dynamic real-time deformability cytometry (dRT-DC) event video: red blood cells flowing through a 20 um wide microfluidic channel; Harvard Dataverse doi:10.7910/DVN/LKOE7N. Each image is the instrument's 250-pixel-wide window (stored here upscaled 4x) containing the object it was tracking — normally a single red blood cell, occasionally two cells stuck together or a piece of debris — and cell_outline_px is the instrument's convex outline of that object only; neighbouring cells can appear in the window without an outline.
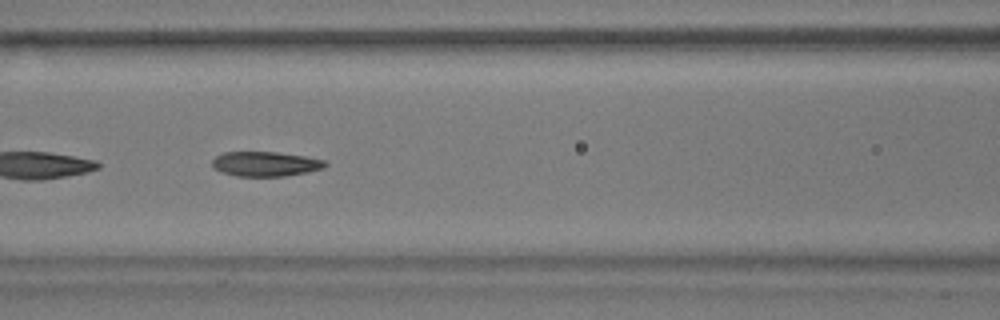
{"species": "common noctule bat (a hibernating species)", "species_latin": "Nyctalus noctula", "temperature_condition": "warm", "stored_images_in_passage": 55, "segment_of_instrument_passage": [2, 2], "camera_frame_rate_fps": 3000, "um_per_image_px": 0.085, "animal": {"sex": "male", "body_mass_g": 17.9}, "frame": {"image": 1, "passage_image": 22, "time_ms": 7.0, "image_size_px": [1000, 320], "cell_outline_px": [[328, 164], [324, 168], [308, 172], [284, 176], [236, 176], [212, 168], [212, 160], [216, 156], [224, 152], [276, 152], [304, 156], [324, 160]], "centroid_in_image_um": [22.56, 13.93], "position_along_channel_um": 144.0, "area_um2": 16.24}}
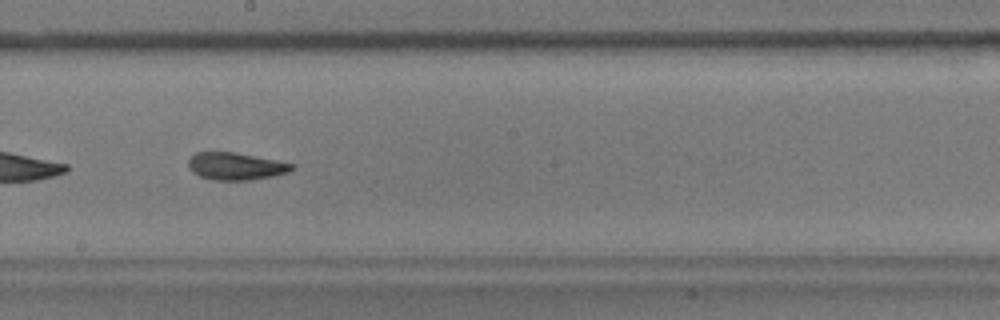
{"frame": {"image": 2, "passage_image": 29, "time_ms": 9.333, "image_size_px": [1000, 320], "cell_outline_px": [[296, 164], [288, 172], [272, 176], [248, 180], [216, 180], [200, 176], [192, 172], [188, 168], [188, 160], [196, 152], [236, 152]], "centroid_in_image_um": [20.02, 14.12], "position_along_channel_um": 228.2, "area_um2": 16.42}}
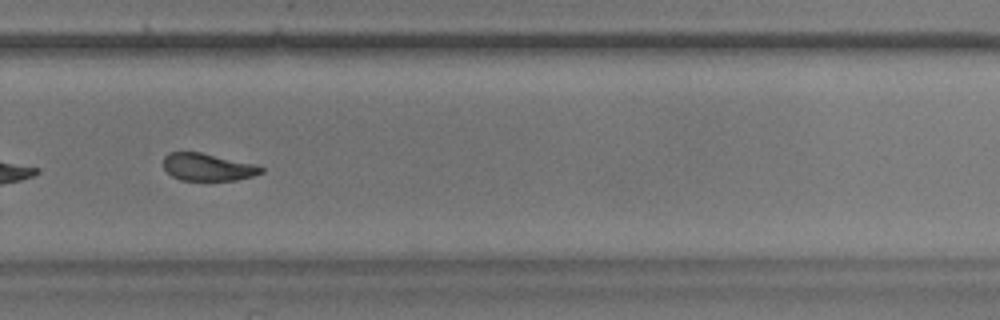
{"frame": {"image": 3, "passage_image": 36, "time_ms": 11.667, "image_size_px": [1000, 320], "cell_outline_px": [[264, 172], [252, 176], [236, 180], [180, 180], [172, 176], [164, 168], [164, 156], [168, 152], [200, 152], [256, 164], [264, 168]], "centroid_in_image_um": [17.67, 14.2], "position_along_channel_um": 312.1, "area_um2": 15.61}}